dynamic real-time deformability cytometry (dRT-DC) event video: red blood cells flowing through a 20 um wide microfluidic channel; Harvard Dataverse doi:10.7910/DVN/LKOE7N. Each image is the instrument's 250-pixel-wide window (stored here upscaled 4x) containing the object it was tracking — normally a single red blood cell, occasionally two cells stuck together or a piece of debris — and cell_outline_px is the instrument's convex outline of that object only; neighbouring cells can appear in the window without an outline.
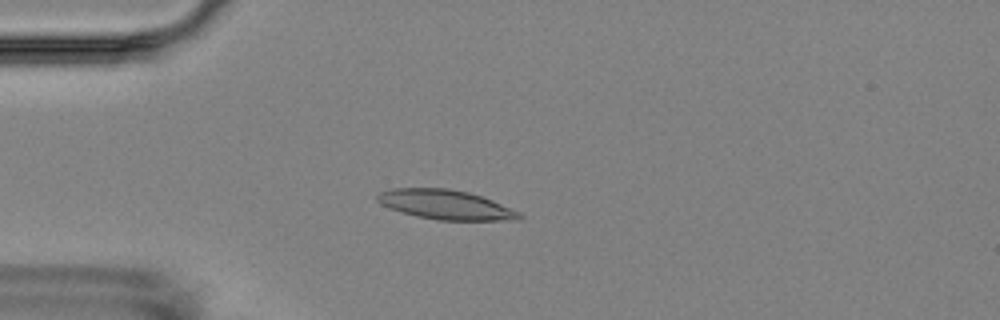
{"species": "Egyptian fruit bat (a non-hibernating species)", "species_latin": "Rousettus aegyptiacus", "temperature_condition": "room temperature", "stored_images_in_passage": 12, "camera_frame_rate_fps": 3000, "um_per_image_px": 0.085, "animal": {"sex": "female"}, "frame": {"image": 1, "passage_image": 1, "time_ms": 0.0, "image_size_px": [1000, 320], "cell_outline_px": [[524, 216], [520, 220], [436, 220], [416, 216], [400, 212], [388, 208], [380, 204], [376, 200], [376, 196], [380, 192], [392, 188], [448, 188], [468, 192], [492, 200], [520, 212]], "centroid_in_image_um": [37.86, 17.4], "position_along_channel_um": 47.1, "area_um2": 24.57}}
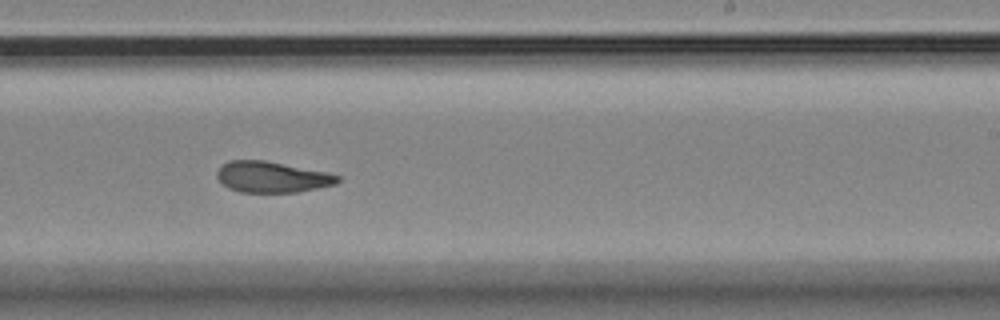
{"frame": {"image": 2, "passage_image": 7, "time_ms": 6.667, "image_size_px": [1000, 320], "cell_outline_px": [[340, 180], [336, 184], [300, 192], [240, 192], [228, 188], [216, 176], [216, 172], [220, 164], [228, 160], [264, 160], [328, 172], [340, 176]], "centroid_in_image_um": [23.11, 15.04], "position_along_channel_um": 265.9, "area_um2": 21.96}}
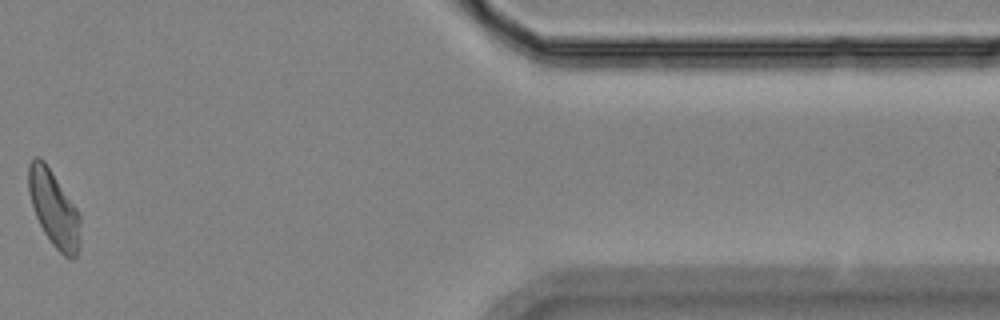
{"frame": {"image": 3, "passage_image": 11, "time_ms": 12.0, "image_size_px": [1000, 320], "cell_outline_px": [[80, 244], [76, 256], [72, 260], [64, 256], [52, 244], [44, 232], [36, 216], [28, 192], [28, 164], [36, 156], [40, 156], [44, 160], [76, 208], [80, 216]], "centroid_in_image_um": [4.58, 17.74], "position_along_channel_um": 406.8, "area_um2": 22.77}, "authors_computed_cell_mechanics": {"area_um2": 22.8021, "velocity_mm_per_s": 3.5179, "shape_relaxation_time_tau1_ms": 7.2071, "shape_relaxation_time_tau2_ms": 2.7059, "deformation_change_tau1": 0.1808, "deformation_change_tau2": 0.0677}}